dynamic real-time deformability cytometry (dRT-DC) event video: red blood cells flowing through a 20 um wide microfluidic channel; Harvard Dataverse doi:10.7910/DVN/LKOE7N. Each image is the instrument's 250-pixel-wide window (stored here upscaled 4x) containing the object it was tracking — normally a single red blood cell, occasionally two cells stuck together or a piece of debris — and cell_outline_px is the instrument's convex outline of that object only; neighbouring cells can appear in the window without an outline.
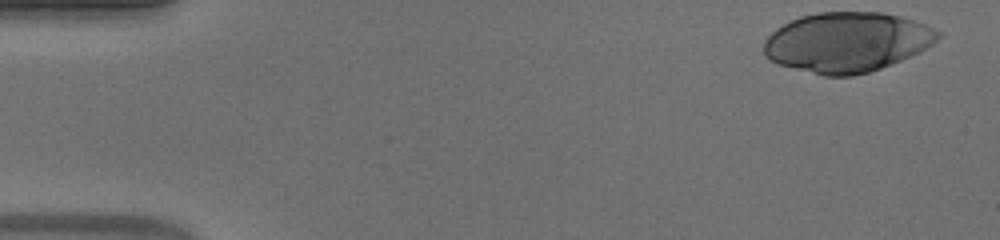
{"species": "human", "species_latin": "Homo sapiens", "temperature_condition": "warm", "stored_images_in_passage": 42, "camera_frame_rate_fps": 3000, "um_per_image_px": 0.085, "donor": {"sex": "male"}, "frame": {"image": 1, "passage_image": 1, "time_ms": 0.0, "image_size_px": [1000, 240], "cell_outline_px": [[940, 36], [932, 44], [900, 60], [880, 68], [868, 72], [852, 76], [824, 76], [780, 64], [764, 56], [764, 40], [776, 28], [800, 16], [816, 12], [884, 12], [900, 16], [924, 24], [940, 32]], "centroid_in_image_um": [71.96, 3.57], "position_along_channel_um": 13.0, "area_um2": 60.17}}